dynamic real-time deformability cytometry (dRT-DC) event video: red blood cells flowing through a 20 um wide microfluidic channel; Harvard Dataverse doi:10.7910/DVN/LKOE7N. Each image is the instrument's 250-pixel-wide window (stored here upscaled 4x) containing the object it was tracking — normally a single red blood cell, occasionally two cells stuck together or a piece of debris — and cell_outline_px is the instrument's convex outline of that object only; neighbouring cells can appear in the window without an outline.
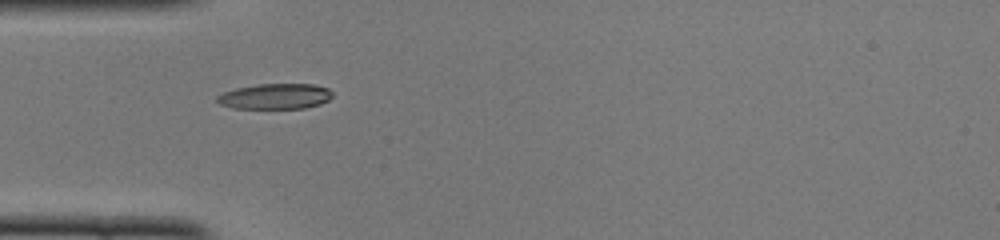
{"species": "common noctule bat (a hibernating species)", "species_latin": "Nyctalus noctula", "temperature_condition": "cold", "stored_images_in_passage": 25, "camera_frame_rate_fps": 3000, "um_per_image_px": 0.085, "animal": {"sex": "female", "body_mass_g": 22.0, "forearm_length_mm": 56.7}, "frame": {"image": 1, "passage_image": 1, "time_ms": 0.0, "image_size_px": [1000, 240], "cell_outline_px": [[332, 96], [328, 100], [320, 104], [304, 108], [232, 108], [220, 104], [216, 100], [216, 96], [224, 92], [236, 88], [260, 84], [312, 84], [328, 88], [332, 92]], "centroid_in_image_um": [23.39, 8.19], "position_along_channel_um": 61.6, "area_um2": 17.05}}
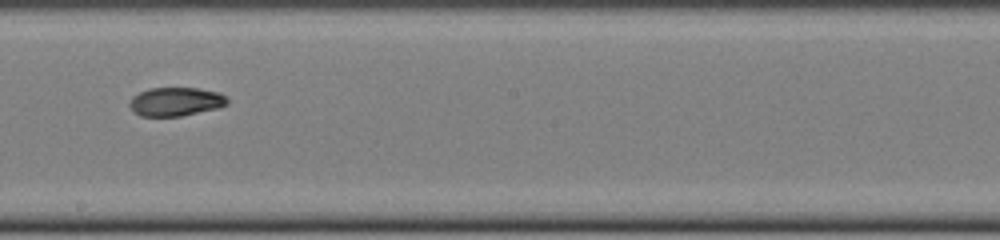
{"frame": {"image": 2, "passage_image": 14, "time_ms": 4.333, "image_size_px": [1000, 240], "cell_outline_px": [[228, 104], [220, 108], [180, 116], [140, 116], [132, 112], [128, 104], [132, 96], [148, 88], [196, 88], [220, 92], [228, 100]], "centroid_in_image_um": [14.92, 8.64], "position_along_channel_um": 233.3, "area_um2": 16.53}}
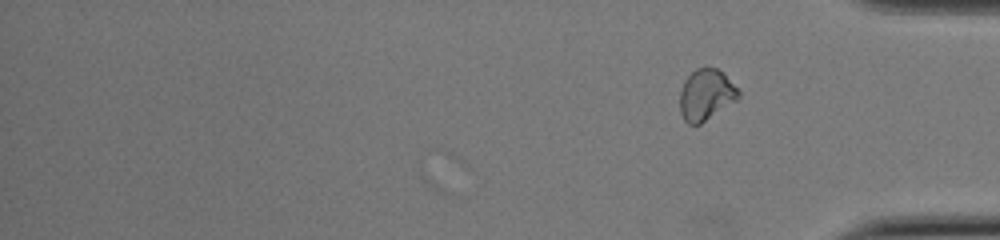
{"frame": {"image": 3, "passage_image": 25, "time_ms": 8.0, "image_size_px": [1000, 240], "cell_outline_px": [[740, 96], [736, 100], [700, 124], [688, 124], [684, 120], [680, 112], [680, 92], [684, 80], [696, 68], [716, 68], [724, 72], [740, 92]], "centroid_in_image_um": [60.0, 8.05], "position_along_channel_um": 375.2, "area_um2": 17.34}, "authors_computed_cell_mechanics": {"area_um2": 16.762, "velocity_mm_per_s": 4.0004, "shape_relaxation_time_tau1_ms": 4.8392, "shape_relaxation_time_tau2_ms": 5.1801, "deformation_change_tau1": 0.1638, "deformation_change_tau2": 0.0767}}